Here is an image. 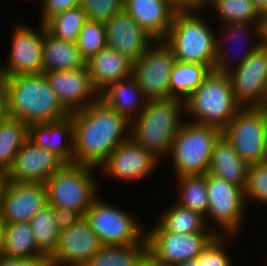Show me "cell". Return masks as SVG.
Masks as SVG:
<instances>
[{"label":"cell","instance_id":"18","mask_svg":"<svg viewBox=\"0 0 267 266\" xmlns=\"http://www.w3.org/2000/svg\"><path fill=\"white\" fill-rule=\"evenodd\" d=\"M103 244L83 217L74 226L60 231L56 249L48 257L50 266H84Z\"/></svg>","mask_w":267,"mask_h":266},{"label":"cell","instance_id":"37","mask_svg":"<svg viewBox=\"0 0 267 266\" xmlns=\"http://www.w3.org/2000/svg\"><path fill=\"white\" fill-rule=\"evenodd\" d=\"M76 45L85 61L105 48L107 41L104 23L87 19L76 40Z\"/></svg>","mask_w":267,"mask_h":266},{"label":"cell","instance_id":"49","mask_svg":"<svg viewBox=\"0 0 267 266\" xmlns=\"http://www.w3.org/2000/svg\"><path fill=\"white\" fill-rule=\"evenodd\" d=\"M174 266H199V264H198V259L195 258V259H190V260H187L185 262L179 263V264L174 265Z\"/></svg>","mask_w":267,"mask_h":266},{"label":"cell","instance_id":"15","mask_svg":"<svg viewBox=\"0 0 267 266\" xmlns=\"http://www.w3.org/2000/svg\"><path fill=\"white\" fill-rule=\"evenodd\" d=\"M160 161L153 152L128 139L108 156L99 169L110 179L140 182L153 174Z\"/></svg>","mask_w":267,"mask_h":266},{"label":"cell","instance_id":"17","mask_svg":"<svg viewBox=\"0 0 267 266\" xmlns=\"http://www.w3.org/2000/svg\"><path fill=\"white\" fill-rule=\"evenodd\" d=\"M47 205L45 183L5 181L0 209L7 224L29 222Z\"/></svg>","mask_w":267,"mask_h":266},{"label":"cell","instance_id":"16","mask_svg":"<svg viewBox=\"0 0 267 266\" xmlns=\"http://www.w3.org/2000/svg\"><path fill=\"white\" fill-rule=\"evenodd\" d=\"M229 77L242 108L262 107L267 95V48L262 45Z\"/></svg>","mask_w":267,"mask_h":266},{"label":"cell","instance_id":"43","mask_svg":"<svg viewBox=\"0 0 267 266\" xmlns=\"http://www.w3.org/2000/svg\"><path fill=\"white\" fill-rule=\"evenodd\" d=\"M55 221L60 231L74 226L83 216L65 208H54Z\"/></svg>","mask_w":267,"mask_h":266},{"label":"cell","instance_id":"51","mask_svg":"<svg viewBox=\"0 0 267 266\" xmlns=\"http://www.w3.org/2000/svg\"><path fill=\"white\" fill-rule=\"evenodd\" d=\"M263 44H267V16L265 17L264 21V40Z\"/></svg>","mask_w":267,"mask_h":266},{"label":"cell","instance_id":"11","mask_svg":"<svg viewBox=\"0 0 267 266\" xmlns=\"http://www.w3.org/2000/svg\"><path fill=\"white\" fill-rule=\"evenodd\" d=\"M176 62L172 48L164 40H156L132 65V76L147 100L173 98L170 76Z\"/></svg>","mask_w":267,"mask_h":266},{"label":"cell","instance_id":"44","mask_svg":"<svg viewBox=\"0 0 267 266\" xmlns=\"http://www.w3.org/2000/svg\"><path fill=\"white\" fill-rule=\"evenodd\" d=\"M8 117L7 77L5 75L0 74V120Z\"/></svg>","mask_w":267,"mask_h":266},{"label":"cell","instance_id":"54","mask_svg":"<svg viewBox=\"0 0 267 266\" xmlns=\"http://www.w3.org/2000/svg\"><path fill=\"white\" fill-rule=\"evenodd\" d=\"M147 266H156V265H153L150 262H148Z\"/></svg>","mask_w":267,"mask_h":266},{"label":"cell","instance_id":"36","mask_svg":"<svg viewBox=\"0 0 267 266\" xmlns=\"http://www.w3.org/2000/svg\"><path fill=\"white\" fill-rule=\"evenodd\" d=\"M86 20L87 16L82 6H78L51 17L44 25L53 36L76 42Z\"/></svg>","mask_w":267,"mask_h":266},{"label":"cell","instance_id":"5","mask_svg":"<svg viewBox=\"0 0 267 266\" xmlns=\"http://www.w3.org/2000/svg\"><path fill=\"white\" fill-rule=\"evenodd\" d=\"M200 13L177 11L164 41L172 48L176 61L198 63L213 70L217 35Z\"/></svg>","mask_w":267,"mask_h":266},{"label":"cell","instance_id":"52","mask_svg":"<svg viewBox=\"0 0 267 266\" xmlns=\"http://www.w3.org/2000/svg\"><path fill=\"white\" fill-rule=\"evenodd\" d=\"M261 108H263V109H267V95H266V97H265V101L263 102Z\"/></svg>","mask_w":267,"mask_h":266},{"label":"cell","instance_id":"26","mask_svg":"<svg viewBox=\"0 0 267 266\" xmlns=\"http://www.w3.org/2000/svg\"><path fill=\"white\" fill-rule=\"evenodd\" d=\"M249 164L241 159L224 136L215 142L208 172L240 188H245Z\"/></svg>","mask_w":267,"mask_h":266},{"label":"cell","instance_id":"19","mask_svg":"<svg viewBox=\"0 0 267 266\" xmlns=\"http://www.w3.org/2000/svg\"><path fill=\"white\" fill-rule=\"evenodd\" d=\"M65 164L56 154L37 146L28 138L7 171L6 180L19 183H45Z\"/></svg>","mask_w":267,"mask_h":266},{"label":"cell","instance_id":"8","mask_svg":"<svg viewBox=\"0 0 267 266\" xmlns=\"http://www.w3.org/2000/svg\"><path fill=\"white\" fill-rule=\"evenodd\" d=\"M206 183L208 209L204 218L207 227L217 235L237 237L248 208L244 189L209 173H206Z\"/></svg>","mask_w":267,"mask_h":266},{"label":"cell","instance_id":"46","mask_svg":"<svg viewBox=\"0 0 267 266\" xmlns=\"http://www.w3.org/2000/svg\"><path fill=\"white\" fill-rule=\"evenodd\" d=\"M219 0H192V12H202V9H207V6H211V8L218 2ZM201 10V11H200Z\"/></svg>","mask_w":267,"mask_h":266},{"label":"cell","instance_id":"23","mask_svg":"<svg viewBox=\"0 0 267 266\" xmlns=\"http://www.w3.org/2000/svg\"><path fill=\"white\" fill-rule=\"evenodd\" d=\"M29 139L41 148H45L66 164H74L73 122L71 115L49 123L29 126Z\"/></svg>","mask_w":267,"mask_h":266},{"label":"cell","instance_id":"42","mask_svg":"<svg viewBox=\"0 0 267 266\" xmlns=\"http://www.w3.org/2000/svg\"><path fill=\"white\" fill-rule=\"evenodd\" d=\"M0 266H50L48 256L30 258L8 257L0 254Z\"/></svg>","mask_w":267,"mask_h":266},{"label":"cell","instance_id":"10","mask_svg":"<svg viewBox=\"0 0 267 266\" xmlns=\"http://www.w3.org/2000/svg\"><path fill=\"white\" fill-rule=\"evenodd\" d=\"M266 121L263 108H241L222 130V136L249 165L267 161Z\"/></svg>","mask_w":267,"mask_h":266},{"label":"cell","instance_id":"9","mask_svg":"<svg viewBox=\"0 0 267 266\" xmlns=\"http://www.w3.org/2000/svg\"><path fill=\"white\" fill-rule=\"evenodd\" d=\"M135 216L98 195L84 218L103 246H125L146 238L145 225Z\"/></svg>","mask_w":267,"mask_h":266},{"label":"cell","instance_id":"40","mask_svg":"<svg viewBox=\"0 0 267 266\" xmlns=\"http://www.w3.org/2000/svg\"><path fill=\"white\" fill-rule=\"evenodd\" d=\"M82 8L87 19L105 23L123 9V0H84Z\"/></svg>","mask_w":267,"mask_h":266},{"label":"cell","instance_id":"50","mask_svg":"<svg viewBox=\"0 0 267 266\" xmlns=\"http://www.w3.org/2000/svg\"><path fill=\"white\" fill-rule=\"evenodd\" d=\"M5 181H6V173L0 171V198Z\"/></svg>","mask_w":267,"mask_h":266},{"label":"cell","instance_id":"14","mask_svg":"<svg viewBox=\"0 0 267 266\" xmlns=\"http://www.w3.org/2000/svg\"><path fill=\"white\" fill-rule=\"evenodd\" d=\"M220 32L222 34H219L220 36L219 35L216 36V58H215V62L213 65V70L220 74L229 75L232 71H234L240 65H242L251 56V54H253L257 49H259L263 45L264 23H239V22L238 23H223ZM231 40H233L234 42ZM249 40L250 41L253 40L254 42L253 43L251 42L250 44ZM226 41L228 42V44H226L227 46L225 45V43H227ZM235 41L238 42L237 45L234 44ZM247 41H249V43L246 44ZM229 42H233L234 46L235 45L238 46L241 43L240 45H242L243 48L245 47V45L248 48L247 49L244 48L245 50L243 48H240V49H243V50H240L239 47H242V46H238V48L235 46L236 48L234 49H237L236 50V52L238 51L237 54L238 53L240 54V52L243 53V54H240L241 55L240 56L239 54L237 55L235 53L234 49H231L229 51L230 49L229 45L231 44ZM243 42H245L244 43L245 45L243 44ZM248 44L250 45L248 46ZM230 52L233 54L234 58H232V54ZM234 53L235 55H237L238 58L240 56V58L239 59L236 58V56H234ZM233 59H235L234 61H236L234 64H233L234 62Z\"/></svg>","mask_w":267,"mask_h":266},{"label":"cell","instance_id":"28","mask_svg":"<svg viewBox=\"0 0 267 266\" xmlns=\"http://www.w3.org/2000/svg\"><path fill=\"white\" fill-rule=\"evenodd\" d=\"M171 205V206H170ZM168 205L155 224L146 231H169L179 234L215 233L206 225L205 218L198 212L184 208L175 202Z\"/></svg>","mask_w":267,"mask_h":266},{"label":"cell","instance_id":"39","mask_svg":"<svg viewBox=\"0 0 267 266\" xmlns=\"http://www.w3.org/2000/svg\"><path fill=\"white\" fill-rule=\"evenodd\" d=\"M230 237L232 240L236 238L233 235H217L196 257L199 266H232L233 260L225 248Z\"/></svg>","mask_w":267,"mask_h":266},{"label":"cell","instance_id":"3","mask_svg":"<svg viewBox=\"0 0 267 266\" xmlns=\"http://www.w3.org/2000/svg\"><path fill=\"white\" fill-rule=\"evenodd\" d=\"M184 115V100H148L141 114L130 121V139L165 161L178 130L186 121Z\"/></svg>","mask_w":267,"mask_h":266},{"label":"cell","instance_id":"34","mask_svg":"<svg viewBox=\"0 0 267 266\" xmlns=\"http://www.w3.org/2000/svg\"><path fill=\"white\" fill-rule=\"evenodd\" d=\"M29 223L37 247L49 257L56 249L60 236V230L55 221L54 208L48 204Z\"/></svg>","mask_w":267,"mask_h":266},{"label":"cell","instance_id":"25","mask_svg":"<svg viewBox=\"0 0 267 266\" xmlns=\"http://www.w3.org/2000/svg\"><path fill=\"white\" fill-rule=\"evenodd\" d=\"M99 98L129 121L141 114L148 101L132 75L108 85Z\"/></svg>","mask_w":267,"mask_h":266},{"label":"cell","instance_id":"48","mask_svg":"<svg viewBox=\"0 0 267 266\" xmlns=\"http://www.w3.org/2000/svg\"><path fill=\"white\" fill-rule=\"evenodd\" d=\"M259 11L266 17L267 16V0H254Z\"/></svg>","mask_w":267,"mask_h":266},{"label":"cell","instance_id":"33","mask_svg":"<svg viewBox=\"0 0 267 266\" xmlns=\"http://www.w3.org/2000/svg\"><path fill=\"white\" fill-rule=\"evenodd\" d=\"M177 182L179 196L175 202L205 217L208 209L206 174L179 176Z\"/></svg>","mask_w":267,"mask_h":266},{"label":"cell","instance_id":"1","mask_svg":"<svg viewBox=\"0 0 267 266\" xmlns=\"http://www.w3.org/2000/svg\"><path fill=\"white\" fill-rule=\"evenodd\" d=\"M70 115L74 164L99 168L119 145L130 139V121L100 98Z\"/></svg>","mask_w":267,"mask_h":266},{"label":"cell","instance_id":"24","mask_svg":"<svg viewBox=\"0 0 267 266\" xmlns=\"http://www.w3.org/2000/svg\"><path fill=\"white\" fill-rule=\"evenodd\" d=\"M132 65L128 58L107 46L86 61L93 86L99 93L108 85L131 76Z\"/></svg>","mask_w":267,"mask_h":266},{"label":"cell","instance_id":"31","mask_svg":"<svg viewBox=\"0 0 267 266\" xmlns=\"http://www.w3.org/2000/svg\"><path fill=\"white\" fill-rule=\"evenodd\" d=\"M0 254L17 258L47 256L37 247L29 222L6 225Z\"/></svg>","mask_w":267,"mask_h":266},{"label":"cell","instance_id":"12","mask_svg":"<svg viewBox=\"0 0 267 266\" xmlns=\"http://www.w3.org/2000/svg\"><path fill=\"white\" fill-rule=\"evenodd\" d=\"M216 236V233L146 231L149 262L156 266H174L195 259Z\"/></svg>","mask_w":267,"mask_h":266},{"label":"cell","instance_id":"22","mask_svg":"<svg viewBox=\"0 0 267 266\" xmlns=\"http://www.w3.org/2000/svg\"><path fill=\"white\" fill-rule=\"evenodd\" d=\"M123 9L156 40H164L177 12L166 0H123Z\"/></svg>","mask_w":267,"mask_h":266},{"label":"cell","instance_id":"2","mask_svg":"<svg viewBox=\"0 0 267 266\" xmlns=\"http://www.w3.org/2000/svg\"><path fill=\"white\" fill-rule=\"evenodd\" d=\"M8 116L33 124L55 122L70 113L62 106L44 73L7 77Z\"/></svg>","mask_w":267,"mask_h":266},{"label":"cell","instance_id":"53","mask_svg":"<svg viewBox=\"0 0 267 266\" xmlns=\"http://www.w3.org/2000/svg\"><path fill=\"white\" fill-rule=\"evenodd\" d=\"M265 110V115H266V118H267V109H264ZM266 125H267V121H266Z\"/></svg>","mask_w":267,"mask_h":266},{"label":"cell","instance_id":"4","mask_svg":"<svg viewBox=\"0 0 267 266\" xmlns=\"http://www.w3.org/2000/svg\"><path fill=\"white\" fill-rule=\"evenodd\" d=\"M241 108L236 102L229 75L211 70L185 101L187 115L194 118L189 117L191 119L186 121L222 131Z\"/></svg>","mask_w":267,"mask_h":266},{"label":"cell","instance_id":"13","mask_svg":"<svg viewBox=\"0 0 267 266\" xmlns=\"http://www.w3.org/2000/svg\"><path fill=\"white\" fill-rule=\"evenodd\" d=\"M37 30V31H36ZM46 27L40 23L33 29L22 23L12 30L10 51L0 74L6 77L43 73V41Z\"/></svg>","mask_w":267,"mask_h":266},{"label":"cell","instance_id":"29","mask_svg":"<svg viewBox=\"0 0 267 266\" xmlns=\"http://www.w3.org/2000/svg\"><path fill=\"white\" fill-rule=\"evenodd\" d=\"M148 240L125 246H103L84 266H147Z\"/></svg>","mask_w":267,"mask_h":266},{"label":"cell","instance_id":"47","mask_svg":"<svg viewBox=\"0 0 267 266\" xmlns=\"http://www.w3.org/2000/svg\"><path fill=\"white\" fill-rule=\"evenodd\" d=\"M6 221L3 217L2 211L0 209V249L2 247L3 244V240H4V235H5V231H6Z\"/></svg>","mask_w":267,"mask_h":266},{"label":"cell","instance_id":"32","mask_svg":"<svg viewBox=\"0 0 267 266\" xmlns=\"http://www.w3.org/2000/svg\"><path fill=\"white\" fill-rule=\"evenodd\" d=\"M211 70L206 65L176 61L170 76L171 96L186 101Z\"/></svg>","mask_w":267,"mask_h":266},{"label":"cell","instance_id":"45","mask_svg":"<svg viewBox=\"0 0 267 266\" xmlns=\"http://www.w3.org/2000/svg\"><path fill=\"white\" fill-rule=\"evenodd\" d=\"M176 11H191L192 0H166Z\"/></svg>","mask_w":267,"mask_h":266},{"label":"cell","instance_id":"7","mask_svg":"<svg viewBox=\"0 0 267 266\" xmlns=\"http://www.w3.org/2000/svg\"><path fill=\"white\" fill-rule=\"evenodd\" d=\"M222 135L219 128L185 121L178 130L167 157H171L176 177L206 174L215 142Z\"/></svg>","mask_w":267,"mask_h":266},{"label":"cell","instance_id":"38","mask_svg":"<svg viewBox=\"0 0 267 266\" xmlns=\"http://www.w3.org/2000/svg\"><path fill=\"white\" fill-rule=\"evenodd\" d=\"M244 196L246 203L257 201L267 205V161L249 166Z\"/></svg>","mask_w":267,"mask_h":266},{"label":"cell","instance_id":"6","mask_svg":"<svg viewBox=\"0 0 267 266\" xmlns=\"http://www.w3.org/2000/svg\"><path fill=\"white\" fill-rule=\"evenodd\" d=\"M96 169L90 165L65 164L45 182L48 204L84 217L100 192L99 181L93 176Z\"/></svg>","mask_w":267,"mask_h":266},{"label":"cell","instance_id":"20","mask_svg":"<svg viewBox=\"0 0 267 266\" xmlns=\"http://www.w3.org/2000/svg\"><path fill=\"white\" fill-rule=\"evenodd\" d=\"M107 47L137 61L156 41L124 9L104 23Z\"/></svg>","mask_w":267,"mask_h":266},{"label":"cell","instance_id":"35","mask_svg":"<svg viewBox=\"0 0 267 266\" xmlns=\"http://www.w3.org/2000/svg\"><path fill=\"white\" fill-rule=\"evenodd\" d=\"M215 15L222 23H264L265 16L254 0H219L214 6Z\"/></svg>","mask_w":267,"mask_h":266},{"label":"cell","instance_id":"27","mask_svg":"<svg viewBox=\"0 0 267 266\" xmlns=\"http://www.w3.org/2000/svg\"><path fill=\"white\" fill-rule=\"evenodd\" d=\"M86 67V61L76 42L65 41L44 32L43 73L49 71H69Z\"/></svg>","mask_w":267,"mask_h":266},{"label":"cell","instance_id":"21","mask_svg":"<svg viewBox=\"0 0 267 266\" xmlns=\"http://www.w3.org/2000/svg\"><path fill=\"white\" fill-rule=\"evenodd\" d=\"M59 102L69 112L85 109L99 98L87 67L44 73Z\"/></svg>","mask_w":267,"mask_h":266},{"label":"cell","instance_id":"30","mask_svg":"<svg viewBox=\"0 0 267 266\" xmlns=\"http://www.w3.org/2000/svg\"><path fill=\"white\" fill-rule=\"evenodd\" d=\"M29 138V127L19 119L0 120V171L7 173L24 142Z\"/></svg>","mask_w":267,"mask_h":266},{"label":"cell","instance_id":"41","mask_svg":"<svg viewBox=\"0 0 267 266\" xmlns=\"http://www.w3.org/2000/svg\"><path fill=\"white\" fill-rule=\"evenodd\" d=\"M84 0H43L40 7L41 16L38 23L45 24L51 17H54L64 11L82 6Z\"/></svg>","mask_w":267,"mask_h":266}]
</instances>
